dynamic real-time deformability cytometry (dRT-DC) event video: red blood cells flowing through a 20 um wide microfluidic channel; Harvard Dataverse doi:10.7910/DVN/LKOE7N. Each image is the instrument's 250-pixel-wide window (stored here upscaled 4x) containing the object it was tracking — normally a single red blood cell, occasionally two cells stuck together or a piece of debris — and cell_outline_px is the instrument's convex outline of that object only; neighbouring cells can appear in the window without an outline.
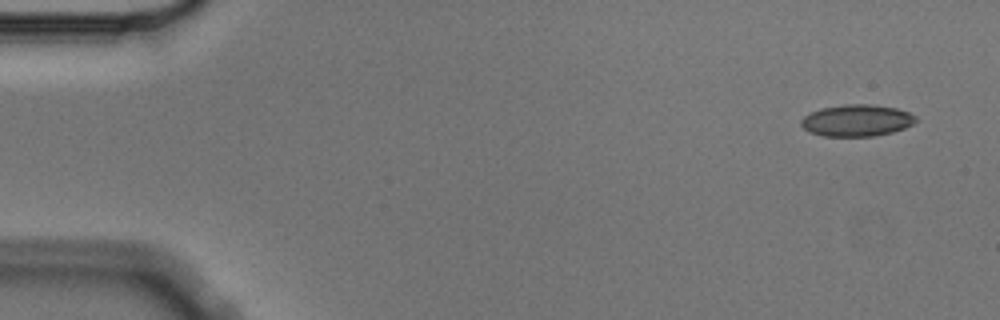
{"species": "Egyptian fruit bat (a non-hibernating species)", "species_latin": "Rousettus aegyptiacus", "temperature_condition": "cold", "stored_images_in_passage": 4, "camera_frame_rate_fps": 3000, "um_per_image_px": 0.085, "animal": {"sex": "male"}, "frame": {"image": 1, "passage_image": 1, "time_ms": 0.0, "image_size_px": [1000, 320], "cell_outline_px": [[916, 120], [912, 124], [904, 128], [892, 132], [876, 136], [824, 136], [808, 132], [800, 124], [800, 120], [804, 116], [820, 108], [844, 104], [872, 104], [896, 108], [908, 112], [916, 116]], "centroid_in_image_um": [72.8, 10.24], "position_along_channel_um": 12.2, "area_um2": 21.27}}
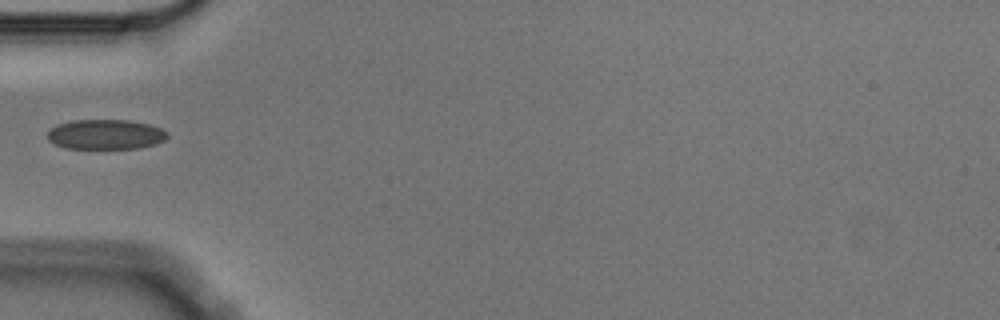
{"frame": {"image": 2, "passage_image": 4, "time_ms": 1.0, "image_size_px": [1000, 320], "cell_outline_px": [[168, 136], [164, 140], [156, 144], [140, 148], [64, 148], [48, 140], [48, 132], [56, 124], [72, 120], [128, 120], [148, 124], [160, 128], [168, 132]], "centroid_in_image_um": [8.98, 11.42], "position_along_channel_um": 76.0, "area_um2": 20.87}}